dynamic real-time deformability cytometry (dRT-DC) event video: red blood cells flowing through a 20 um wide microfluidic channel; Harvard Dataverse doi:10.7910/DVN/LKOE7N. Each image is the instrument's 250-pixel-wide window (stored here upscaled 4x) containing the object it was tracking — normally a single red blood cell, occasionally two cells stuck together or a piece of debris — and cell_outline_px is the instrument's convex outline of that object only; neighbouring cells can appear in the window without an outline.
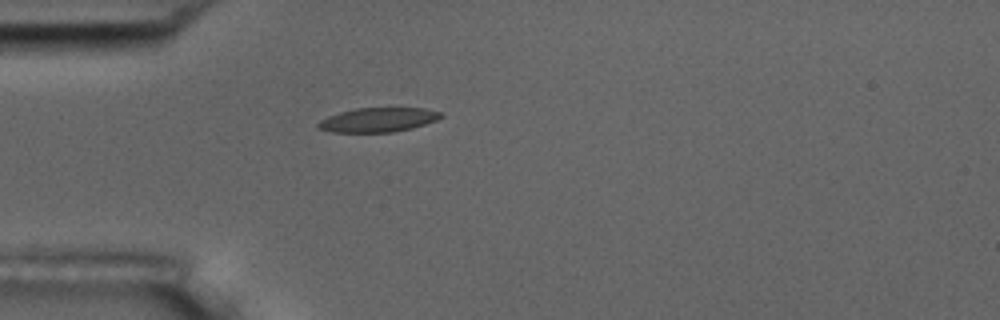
{"species": "common noctule bat (a hibernating species)", "species_latin": "Nyctalus noctula", "temperature_condition": "room temperature", "stored_images_in_passage": 1, "camera_frame_rate_fps": 3000, "um_per_image_px": 0.085, "animal": {"sex": "male", "body_mass_g": 17.5, "forearm_length_mm": 52.3}, "frame": {"image": 1, "passage_image": 1, "time_ms": 0.0, "image_size_px": [1000, 320], "cell_outline_px": [[444, 116], [436, 120], [412, 128], [392, 132], [332, 132], [316, 128], [316, 124], [320, 120], [328, 116], [340, 112], [356, 108], [424, 108], [440, 112]], "centroid_in_image_um": [32.11, 10.18], "position_along_channel_um": 52.9, "area_um2": 17.34}}